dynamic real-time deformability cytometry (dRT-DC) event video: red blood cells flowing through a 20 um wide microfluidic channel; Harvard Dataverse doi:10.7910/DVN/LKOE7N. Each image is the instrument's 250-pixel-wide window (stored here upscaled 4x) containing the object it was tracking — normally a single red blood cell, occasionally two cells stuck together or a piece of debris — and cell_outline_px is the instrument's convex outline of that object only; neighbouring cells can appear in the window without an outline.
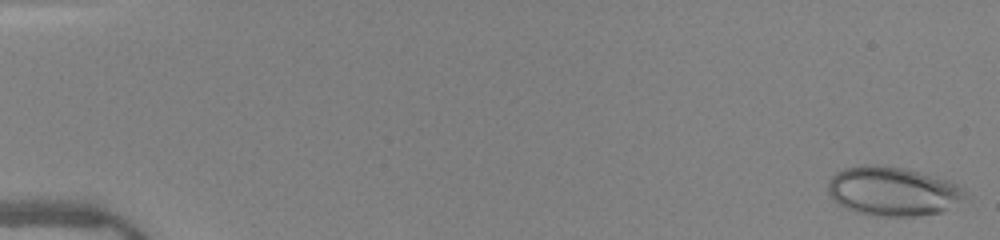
{"species": "human", "species_latin": "Homo sapiens", "temperature_condition": "warm", "stored_images_in_passage": 50, "camera_frame_rate_fps": 3000, "um_per_image_px": 0.085, "donor": {"sex": "female"}, "frame": {"image": 1, "passage_image": 1, "time_ms": 0.0, "image_size_px": [1000, 240], "cell_outline_px": [[972, 196], [968, 200], [940, 212], [916, 216], [872, 216], [856, 212], [836, 204], [828, 196], [828, 180], [836, 172], [844, 168], [864, 164], [876, 164], [904, 168], [948, 180], [964, 188]], "centroid_in_image_um": [75.91, 16.26], "position_along_channel_um": 9.1, "area_um2": 40.06}}
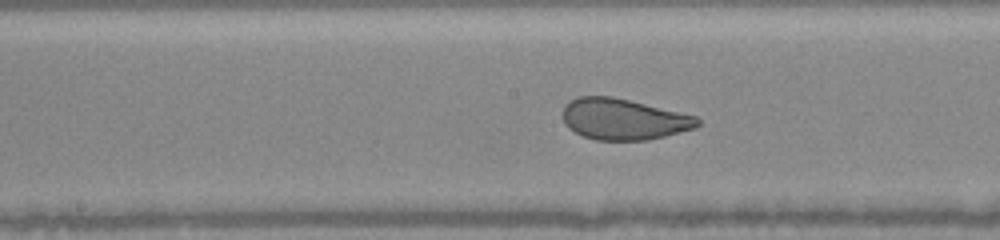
{"frame": {"image": 2, "passage_image": 27, "time_ms": 8.667, "image_size_px": [1000, 240], "cell_outline_px": [[700, 124], [696, 128], [648, 140], [596, 140], [584, 136], [568, 128], [564, 124], [564, 104], [576, 96], [612, 96], [696, 116], [700, 120]], "centroid_in_image_um": [52.99, 10.13], "position_along_channel_um": 195.2, "area_um2": 32.19}}
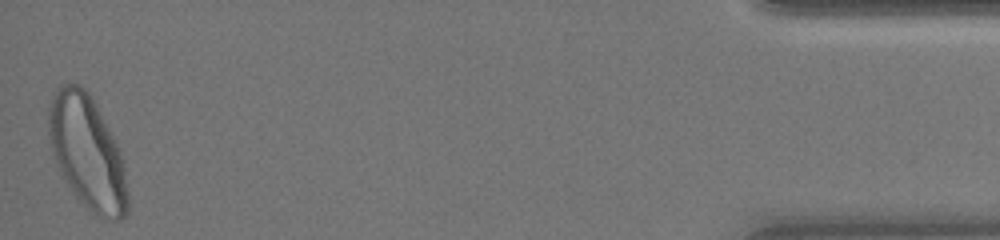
{"frame": {"image": 3, "passage_image": 50, "time_ms": 16.333, "image_size_px": [1000, 240], "cell_outline_px": [[128, 212], [120, 220], [112, 220], [96, 216], [76, 196], [56, 164], [48, 132], [48, 108], [60, 84], [80, 84], [88, 92], [96, 104], [120, 152], [124, 172], [128, 196]], "centroid_in_image_um": [7.42, 12.96], "position_along_channel_um": 427.8, "area_um2": 51.33}, "authors_computed_cell_mechanics": {"area_um2": 37.3677, "velocity_mm_per_s": 4.0444, "shape_relaxation_time_tau1_ms": 5.1625, "shape_relaxation_time_tau2_ms": null, "deformation_change_tau1": 0.1627, "deformation_change_tau2": null}}